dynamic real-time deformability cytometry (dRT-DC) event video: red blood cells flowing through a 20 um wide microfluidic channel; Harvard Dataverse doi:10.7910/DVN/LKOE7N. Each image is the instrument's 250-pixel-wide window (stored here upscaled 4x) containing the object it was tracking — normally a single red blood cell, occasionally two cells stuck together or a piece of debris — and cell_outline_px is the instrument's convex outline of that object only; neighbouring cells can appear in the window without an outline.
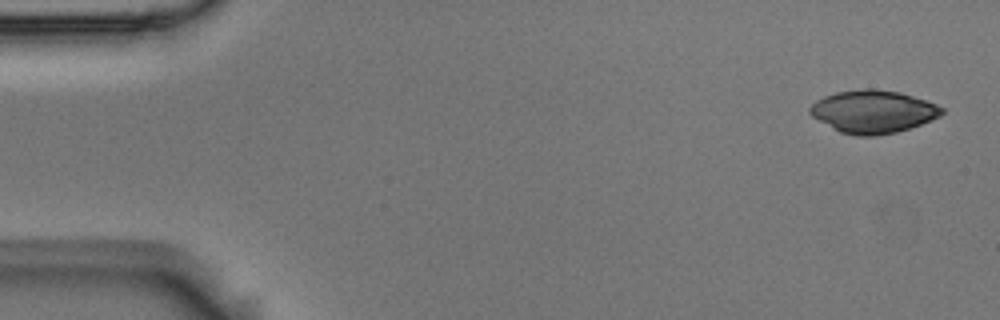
{"species": "Egyptian fruit bat (a non-hibernating species)", "species_latin": "Rousettus aegyptiacus", "temperature_condition": "room temperature", "stored_images_in_passage": 4, "camera_frame_rate_fps": 3000, "um_per_image_px": 0.085, "animal": {"sex": "male"}, "frame": {"image": 1, "passage_image": 1, "time_ms": 0.0, "image_size_px": [1000, 320], "cell_outline_px": [[944, 112], [940, 116], [932, 120], [896, 132], [876, 136], [856, 136], [840, 132], [832, 128], [812, 116], [808, 112], [808, 108], [816, 100], [824, 96], [836, 92], [864, 88], [872, 88], [900, 92], [936, 104], [944, 108]], "centroid_in_image_um": [74.19, 9.48], "position_along_channel_um": 10.8, "area_um2": 32.89}}